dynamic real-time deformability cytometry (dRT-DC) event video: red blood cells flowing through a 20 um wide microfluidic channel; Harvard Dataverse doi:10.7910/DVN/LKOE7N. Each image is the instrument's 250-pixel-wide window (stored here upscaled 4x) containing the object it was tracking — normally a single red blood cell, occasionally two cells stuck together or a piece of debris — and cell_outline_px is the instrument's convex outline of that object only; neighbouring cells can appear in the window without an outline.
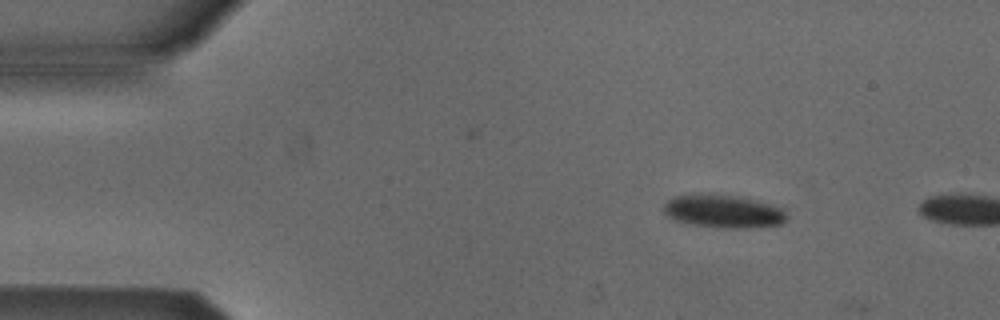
{"species": "Egyptian fruit bat (a non-hibernating species)", "species_latin": "Rousettus aegyptiacus", "temperature_condition": "cold", "stored_images_in_passage": 2, "camera_frame_rate_fps": 3000, "um_per_image_px": 0.085, "animal": {"sex": "male"}, "frame": {"image": 1, "passage_image": 1, "time_ms": 0.0, "image_size_px": [1000, 320], "cell_outline_px": [[788, 216], [780, 224], [748, 228], [724, 228], [692, 224], [676, 220], [668, 216], [660, 208], [668, 200], [676, 196], [692, 192], [736, 196], [756, 200], [780, 208]], "centroid_in_image_um": [61.41, 17.94], "position_along_channel_um": 23.6, "area_um2": 23.7}}